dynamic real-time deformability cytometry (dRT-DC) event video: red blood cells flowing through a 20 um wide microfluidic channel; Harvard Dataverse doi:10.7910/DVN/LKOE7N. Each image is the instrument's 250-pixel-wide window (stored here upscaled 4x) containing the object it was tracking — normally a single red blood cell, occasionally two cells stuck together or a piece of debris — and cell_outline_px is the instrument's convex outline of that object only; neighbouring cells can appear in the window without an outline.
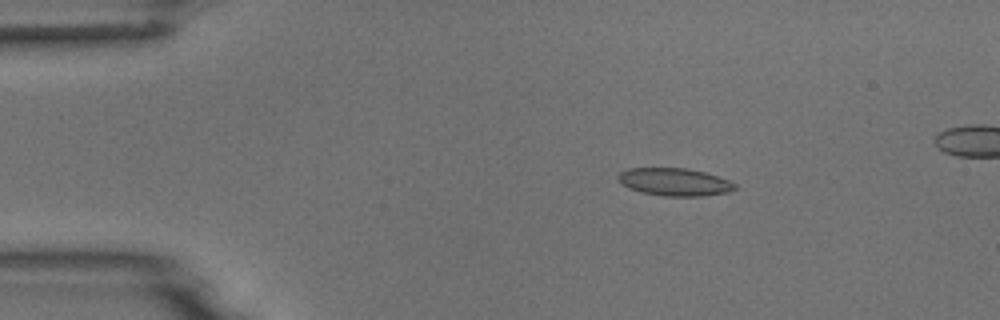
{"species": "common noctule bat (a hibernating species)", "species_latin": "Nyctalus noctula", "temperature_condition": "room temperature", "stored_images_in_passage": 5, "camera_frame_rate_fps": 3000, "um_per_image_px": 0.085, "animal": {"sex": "male", "body_mass_g": 18.8}, "frame": {"image": 1, "passage_image": 2, "time_ms": 0.333, "image_size_px": [1000, 320], "cell_outline_px": [[736, 188], [728, 192], [700, 196], [664, 196], [644, 192], [628, 188], [620, 184], [616, 176], [620, 172], [628, 168], [688, 168], [704, 172], [728, 180], [736, 184]], "centroid_in_image_um": [57.29, 15.46], "position_along_channel_um": 27.7, "area_um2": 18.79}}